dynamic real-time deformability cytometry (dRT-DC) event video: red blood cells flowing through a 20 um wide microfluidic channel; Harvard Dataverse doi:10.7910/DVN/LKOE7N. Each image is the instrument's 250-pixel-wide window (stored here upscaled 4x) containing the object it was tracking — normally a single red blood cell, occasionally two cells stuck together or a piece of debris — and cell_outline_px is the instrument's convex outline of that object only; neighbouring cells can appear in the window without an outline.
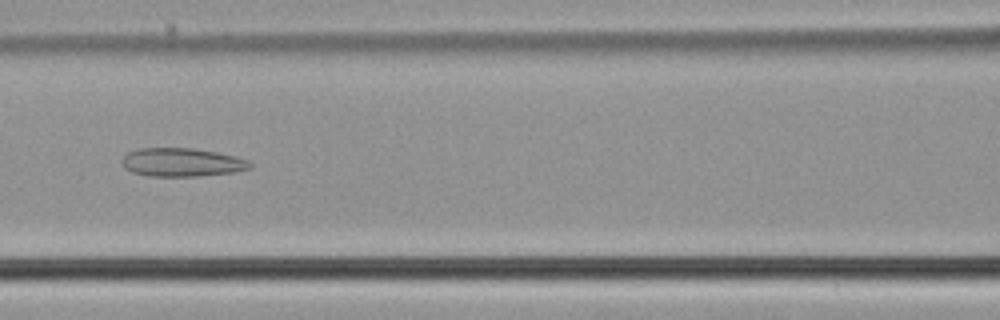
{"species": "common noctule bat (a hibernating species)", "species_latin": "Nyctalus noctula", "temperature_condition": "cold", "stored_images_in_passage": 47, "camera_frame_rate_fps": 3000, "um_per_image_px": 0.085, "animal": {"sex": "male", "body_mass_g": 21.5, "forearm_length_mm": 52.0}, "frame": {"image": 1, "passage_image": 17, "time_ms": 5.333, "image_size_px": [1000, 320], "cell_outline_px": [[252, 168], [232, 172], [200, 176], [148, 176], [132, 172], [124, 168], [120, 160], [128, 152], [140, 148], [192, 148], [216, 152], [236, 156], [248, 160], [252, 164]], "centroid_in_image_um": [15.44, 13.8], "position_along_channel_um": 151.2, "area_um2": 21.33}}
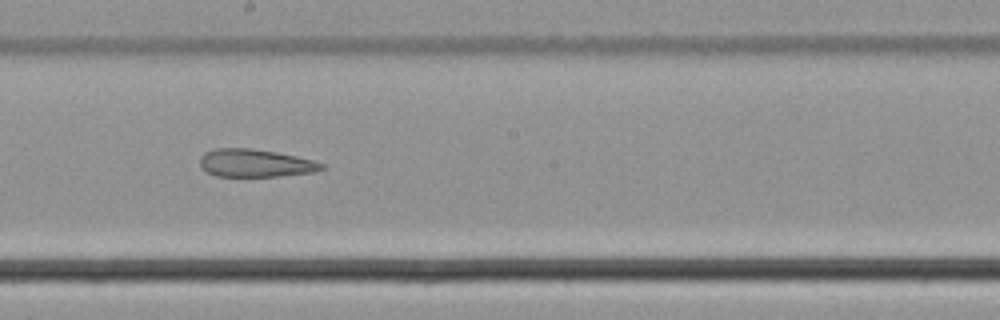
{"frame": {"image": 2, "passage_image": 23, "time_ms": 7.333, "image_size_px": [1000, 320], "cell_outline_px": [[324, 168], [316, 172], [280, 176], [216, 176], [204, 172], [200, 168], [200, 156], [204, 152], [216, 148], [252, 148], [276, 152], [296, 156], [312, 160], [324, 164]], "centroid_in_image_um": [21.66, 13.86], "position_along_channel_um": 226.5, "area_um2": 19.94}}
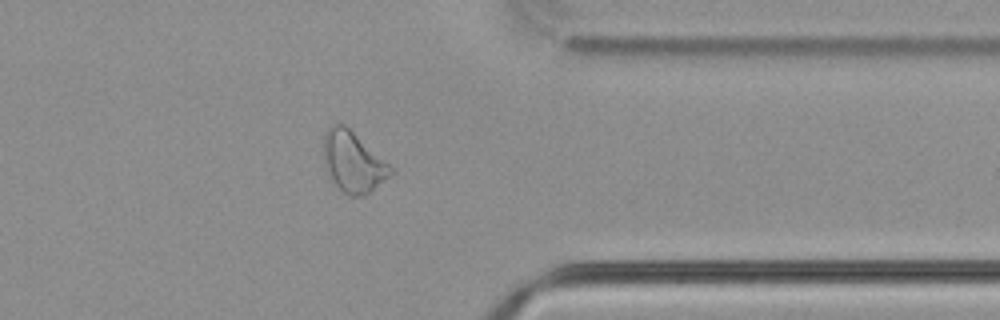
{"frame": {"image": 3, "passage_image": 36, "time_ms": 11.667, "image_size_px": [1000, 320], "cell_outline_px": [[396, 172], [392, 176], [364, 196], [348, 196], [328, 176], [324, 164], [324, 136], [328, 128], [332, 124], [344, 124], [396, 168]], "centroid_in_image_um": [30.07, 13.78], "position_along_channel_um": 381.3, "area_um2": 24.04}, "authors_computed_cell_mechanics": {"area_um2": 24.0448, "velocity_mm_per_s": 3.7789, "shape_relaxation_time_tau1_ms": null, "shape_relaxation_time_tau2_ms": 4.2318, "deformation_change_tau1": null, "deformation_change_tau2": 0.1378}}